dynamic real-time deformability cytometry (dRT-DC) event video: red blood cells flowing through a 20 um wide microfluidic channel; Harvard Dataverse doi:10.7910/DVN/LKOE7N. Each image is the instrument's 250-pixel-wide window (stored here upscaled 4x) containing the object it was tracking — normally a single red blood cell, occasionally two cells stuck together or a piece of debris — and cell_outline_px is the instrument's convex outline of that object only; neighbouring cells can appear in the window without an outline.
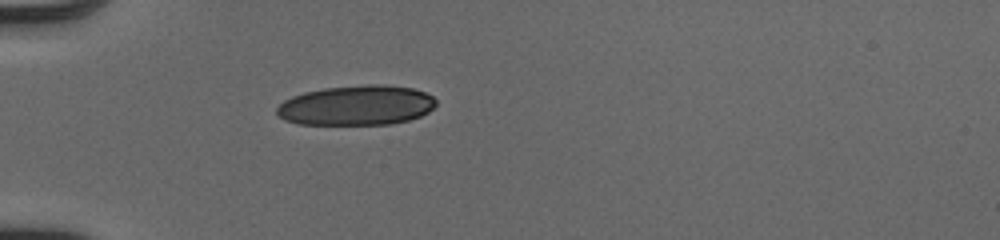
{"species": "human", "species_latin": "Homo sapiens", "temperature_condition": "cold", "stored_images_in_passage": 35, "camera_frame_rate_fps": 3000, "um_per_image_px": 0.085, "donor": {"sex": "male"}, "frame": {"image": 1, "passage_image": 1, "time_ms": 0.0, "image_size_px": [1000, 240], "cell_outline_px": [[436, 104], [428, 112], [420, 116], [408, 120], [392, 124], [300, 124], [284, 120], [276, 112], [276, 108], [284, 100], [292, 96], [304, 92], [324, 88], [368, 84], [384, 84], [412, 88], [424, 92], [432, 96], [436, 100]], "centroid_in_image_um": [30.3, 8.95], "position_along_channel_um": 54.7, "area_um2": 37.05}}
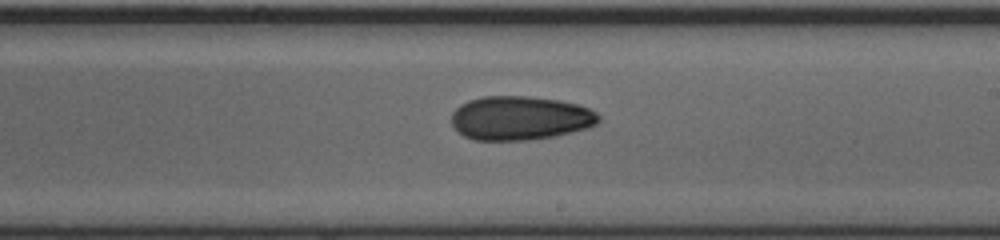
{"frame": {"image": 2, "passage_image": 16, "time_ms": 5.0, "image_size_px": [1000, 240], "cell_outline_px": [[600, 120], [596, 124], [588, 128], [556, 136], [528, 140], [472, 140], [464, 136], [452, 124], [452, 112], [460, 104], [468, 100], [484, 96], [528, 96], [560, 100], [580, 104], [596, 112], [600, 116]], "centroid_in_image_um": [44.23, 10.03], "position_along_channel_um": 244.8, "area_um2": 37.97}}
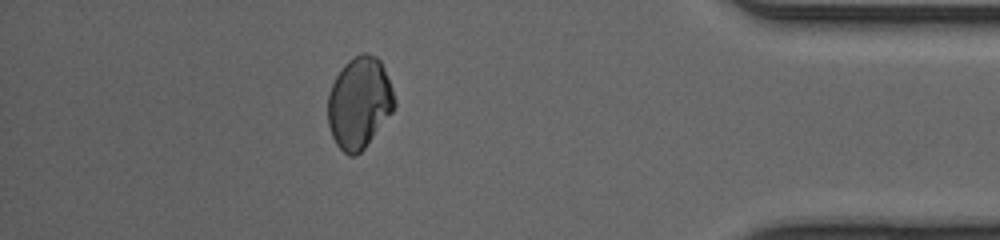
{"frame": {"image": 3, "passage_image": 30, "time_ms": 9.667, "image_size_px": [1000, 240], "cell_outline_px": [[396, 104], [392, 112], [364, 148], [356, 156], [348, 156], [336, 144], [332, 136], [328, 124], [328, 92], [336, 76], [344, 64], [348, 60], [360, 52], [368, 52], [376, 56], [380, 60], [384, 68], [392, 88], [396, 100]], "centroid_in_image_um": [30.53, 8.71], "position_along_channel_um": 404.7, "area_um2": 35.6}, "authors_computed_cell_mechanics": {"area_um2": 36.8764, "velocity_mm_per_s": 4.1534, "shape_relaxation_time_tau1_ms": 6.0063, "shape_relaxation_time_tau2_ms": null, "deformation_change_tau1": 0.1458, "deformation_change_tau2": null}}